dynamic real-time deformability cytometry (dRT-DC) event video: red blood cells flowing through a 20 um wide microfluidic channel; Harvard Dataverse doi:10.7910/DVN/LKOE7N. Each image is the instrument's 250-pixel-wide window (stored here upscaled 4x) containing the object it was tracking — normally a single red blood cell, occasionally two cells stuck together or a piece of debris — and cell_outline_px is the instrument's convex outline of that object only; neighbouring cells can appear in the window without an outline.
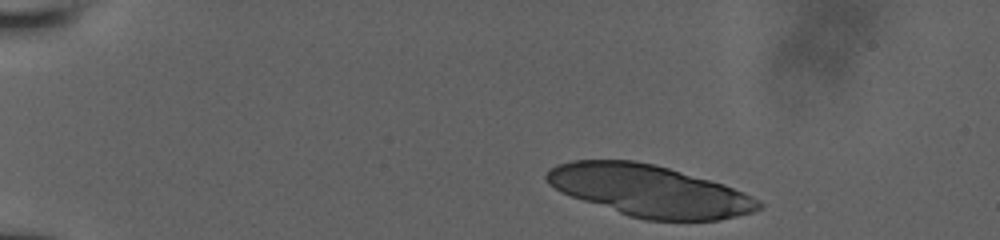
{"species": "human", "species_latin": "Homo sapiens", "temperature_condition": "room temperature", "stored_images_in_passage": 15, "camera_frame_rate_fps": 3000, "um_per_image_px": 0.085, "donor": {"sex": "male"}, "frame": {"image": 1, "passage_image": 1, "time_ms": 0.0, "image_size_px": [1000, 240], "cell_outline_px": [[764, 208], [752, 212], [720, 220], [644, 220], [628, 216], [560, 192], [548, 184], [544, 180], [544, 176], [552, 168], [560, 164], [572, 160], [636, 160], [656, 164], [724, 184], [744, 192], [760, 200], [764, 204]], "centroid_in_image_um": [55.22, 16.21], "position_along_channel_um": 29.8, "area_um2": 63.81}}